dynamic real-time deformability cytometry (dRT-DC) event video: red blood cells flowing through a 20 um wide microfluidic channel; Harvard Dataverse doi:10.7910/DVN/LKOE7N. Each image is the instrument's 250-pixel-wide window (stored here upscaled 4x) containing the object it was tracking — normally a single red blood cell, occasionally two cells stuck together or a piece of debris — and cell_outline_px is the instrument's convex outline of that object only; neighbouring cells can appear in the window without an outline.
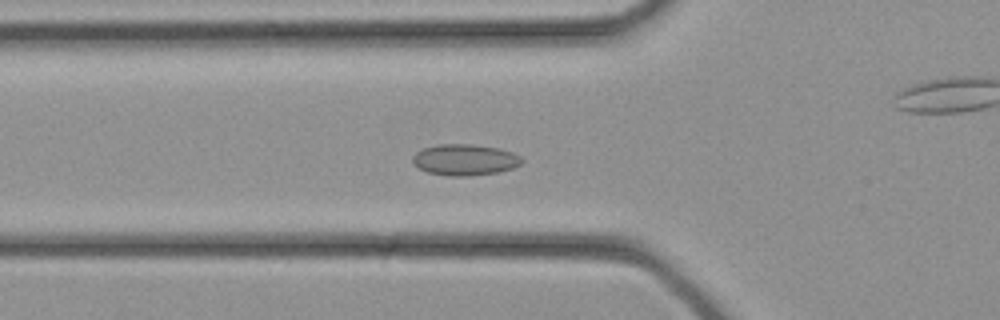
{"species": "common noctule bat (a hibernating species)", "species_latin": "Nyctalus noctula", "temperature_condition": "cold", "stored_images_in_passage": 36, "camera_frame_rate_fps": 3000, "um_per_image_px": 0.085, "animal": {"sex": "female", "body_mass_g": 21.9}, "frame": {"image": 1, "passage_image": 13, "time_ms": 4.0, "image_size_px": [1000, 320], "cell_outline_px": [[524, 160], [520, 164], [512, 168], [500, 172], [468, 176], [448, 176], [428, 172], [420, 168], [412, 160], [412, 156], [416, 152], [424, 148], [440, 144], [472, 144], [500, 148], [512, 152], [520, 156]], "centroid_in_image_um": [39.54, 13.58], "position_along_channel_um": 86.3, "area_um2": 19.83}}
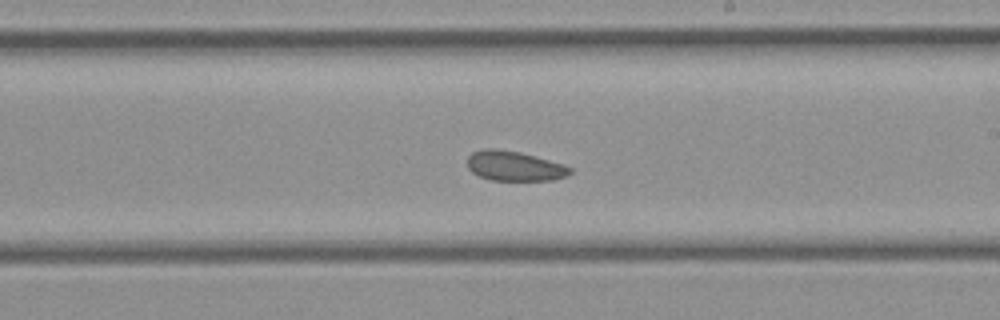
{"frame": {"image": 2, "passage_image": 21, "time_ms": 6.667, "image_size_px": [1000, 320], "cell_outline_px": [[572, 172], [568, 176], [552, 180], [492, 180], [480, 176], [472, 172], [468, 168], [468, 156], [472, 152], [484, 148], [496, 148], [520, 152], [564, 164], [572, 168]], "centroid_in_image_um": [43.74, 14.1], "position_along_channel_um": 245.3, "area_um2": 17.92}}
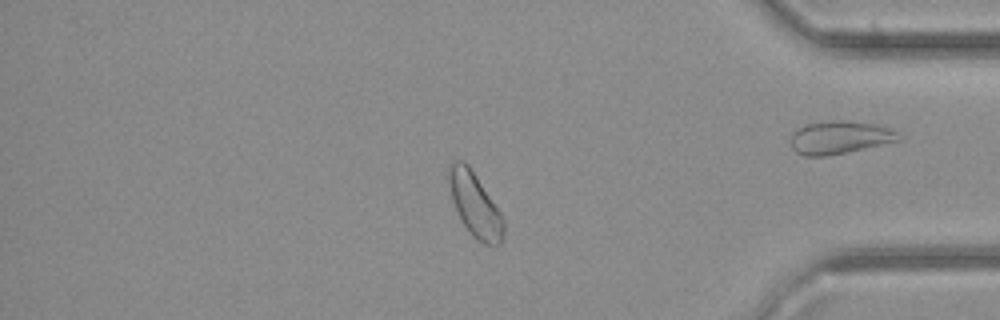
{"frame": {"image": 3, "passage_image": 30, "time_ms": 9.667, "image_size_px": [1000, 320], "cell_outline_px": [[504, 236], [500, 244], [484, 244], [476, 240], [472, 236], [464, 224], [452, 200], [448, 180], [448, 164], [452, 160], [460, 160], [468, 164], [500, 212], [504, 220]], "centroid_in_image_um": [40.36, 17.39], "position_along_channel_um": 394.8, "area_um2": 20.17}}